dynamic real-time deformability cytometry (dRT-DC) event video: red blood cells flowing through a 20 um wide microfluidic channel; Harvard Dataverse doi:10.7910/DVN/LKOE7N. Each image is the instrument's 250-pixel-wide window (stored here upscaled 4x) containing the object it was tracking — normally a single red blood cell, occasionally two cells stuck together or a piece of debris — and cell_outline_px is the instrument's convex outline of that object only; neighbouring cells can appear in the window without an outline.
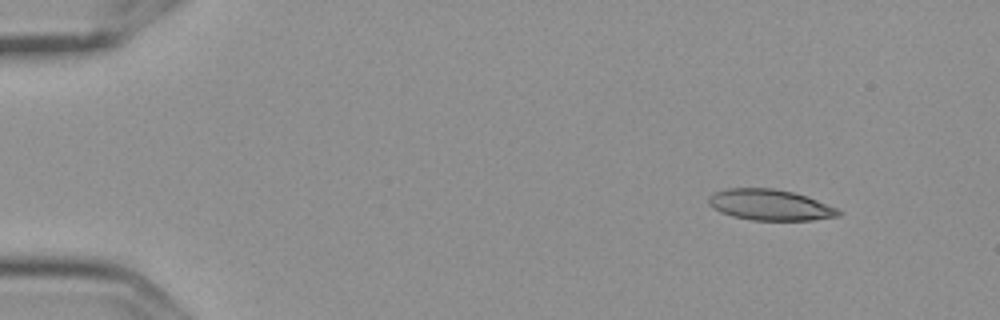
{"species": "Egyptian fruit bat (a non-hibernating species)", "species_latin": "Rousettus aegyptiacus", "temperature_condition": "cold", "stored_images_in_passage": 3, "camera_frame_rate_fps": 3000, "um_per_image_px": 0.085, "frame": {"image": 1, "passage_image": 1, "time_ms": 0.0, "image_size_px": [1000, 320], "cell_outline_px": [[844, 212], [840, 216], [812, 220], [752, 220], [732, 216], [720, 212], [712, 208], [708, 204], [708, 196], [724, 188], [772, 188], [792, 192], [816, 200], [836, 208]], "centroid_in_image_um": [65.42, 17.42], "position_along_channel_um": 19.6, "area_um2": 23.35}}
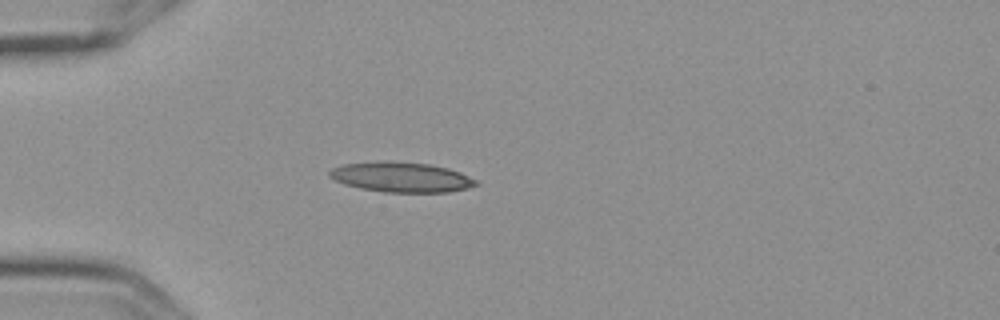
{"frame": {"image": 2, "passage_image": 3, "time_ms": 0.667, "image_size_px": [1000, 320], "cell_outline_px": [[480, 184], [468, 188], [448, 192], [384, 192], [360, 188], [344, 184], [328, 176], [328, 172], [332, 168], [344, 164], [428, 164], [448, 168], [460, 172], [476, 180]], "centroid_in_image_um": [34.17, 15.11], "position_along_channel_um": 50.8, "area_um2": 24.45}}